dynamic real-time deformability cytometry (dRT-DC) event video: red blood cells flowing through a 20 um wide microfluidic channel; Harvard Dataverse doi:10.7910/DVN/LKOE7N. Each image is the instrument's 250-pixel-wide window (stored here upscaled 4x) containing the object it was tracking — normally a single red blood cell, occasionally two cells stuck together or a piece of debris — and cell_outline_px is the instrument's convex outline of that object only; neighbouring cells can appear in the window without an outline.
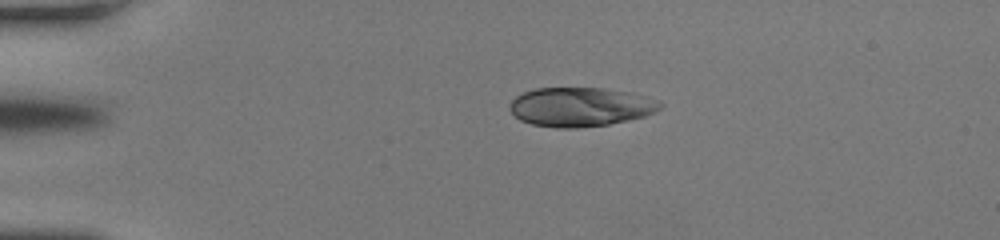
{"species": "human", "species_latin": "Homo sapiens", "temperature_condition": "room temperature", "stored_images_in_passage": 63, "camera_frame_rate_fps": 3000, "um_per_image_px": 0.085, "donor": {"sex": "female"}, "frame": {"image": 1, "passage_image": 1, "time_ms": 0.0, "image_size_px": [1000, 240], "cell_outline_px": [[664, 104], [656, 112], [644, 116], [608, 124], [576, 128], [556, 128], [532, 124], [520, 120], [508, 108], [512, 100], [516, 96], [532, 88], [604, 88], [632, 92], [660, 100]], "centroid_in_image_um": [49.36, 9.07], "position_along_channel_um": 35.6, "area_um2": 34.45}}
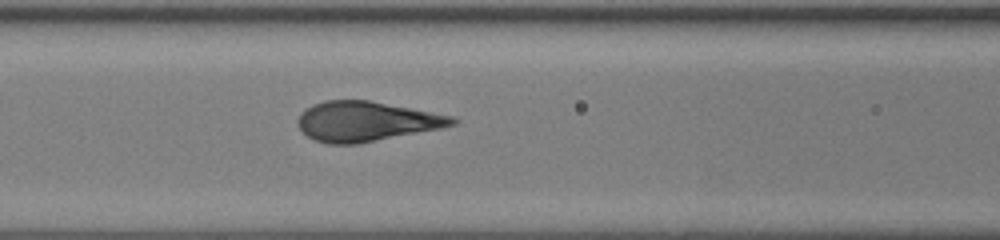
{"frame": {"image": 2, "passage_image": 32, "time_ms": 10.333, "image_size_px": [1000, 240], "cell_outline_px": [[460, 120], [456, 124], [440, 128], [356, 144], [328, 144], [312, 140], [296, 124], [296, 120], [304, 108], [312, 104], [324, 100], [368, 100], [452, 116]], "centroid_in_image_um": [31.06, 10.31], "position_along_channel_um": 135.5, "area_um2": 35.72}}
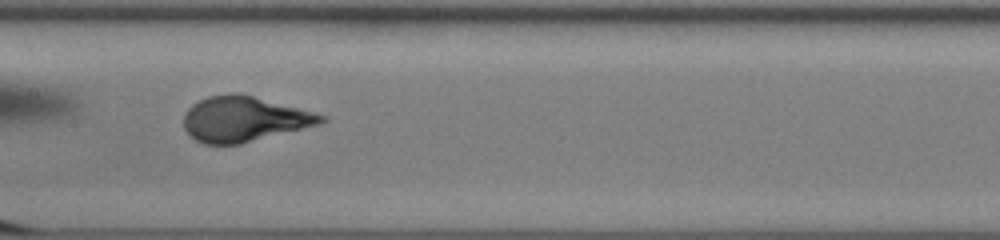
{"frame": {"image": 3, "passage_image": 42, "time_ms": 13.667, "image_size_px": [1000, 240], "cell_outline_px": [[328, 120], [320, 124], [240, 144], [204, 144], [196, 140], [184, 128], [184, 112], [192, 104], [208, 96], [252, 96], [328, 116]], "centroid_in_image_um": [20.75, 10.16], "position_along_channel_um": 186.7, "area_um2": 35.26}}